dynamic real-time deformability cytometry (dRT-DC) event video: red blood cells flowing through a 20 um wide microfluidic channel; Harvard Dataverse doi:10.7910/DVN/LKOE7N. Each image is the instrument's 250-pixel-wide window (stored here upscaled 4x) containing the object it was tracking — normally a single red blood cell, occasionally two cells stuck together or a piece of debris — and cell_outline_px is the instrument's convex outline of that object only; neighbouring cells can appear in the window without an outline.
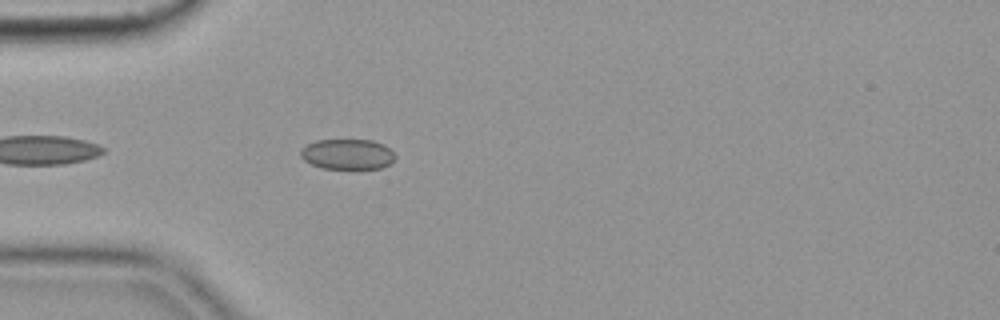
{"species": "common noctule bat (a hibernating species)", "species_latin": "Nyctalus noctula", "temperature_condition": "cold", "stored_images_in_passage": 9, "camera_frame_rate_fps": 3000, "um_per_image_px": 0.085, "animal": {"sex": "female", "body_mass_g": 19.9}, "frame": {"image": 1, "passage_image": 4, "time_ms": 1.0, "image_size_px": [1000, 320], "cell_outline_px": [[396, 156], [392, 164], [380, 168], [320, 168], [304, 160], [300, 156], [300, 148], [316, 140], [372, 140], [384, 144]], "centroid_in_image_um": [29.53, 13.1], "position_along_channel_um": 55.5, "area_um2": 16.76}}
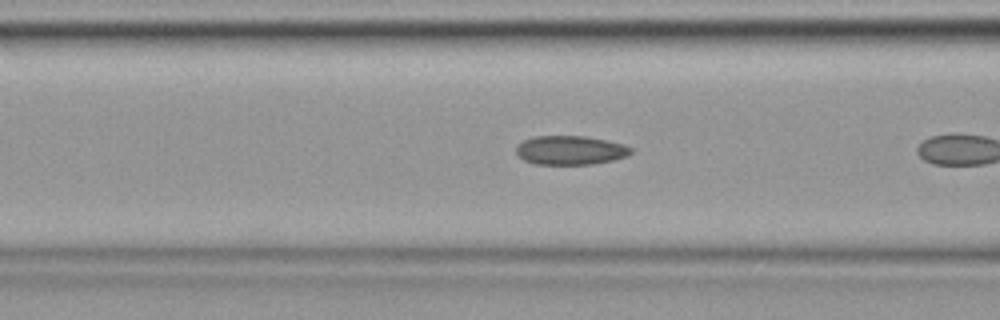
{"frame": {"image": 2, "passage_image": 7, "time_ms": 2.0, "image_size_px": [1000, 320], "cell_outline_px": [[632, 152], [628, 156], [612, 160], [592, 164], [536, 164], [524, 160], [516, 152], [516, 144], [524, 140], [536, 136], [584, 136], [624, 144], [632, 148]], "centroid_in_image_um": [48.48, 12.77], "position_along_channel_um": 118.1, "area_um2": 19.31}}